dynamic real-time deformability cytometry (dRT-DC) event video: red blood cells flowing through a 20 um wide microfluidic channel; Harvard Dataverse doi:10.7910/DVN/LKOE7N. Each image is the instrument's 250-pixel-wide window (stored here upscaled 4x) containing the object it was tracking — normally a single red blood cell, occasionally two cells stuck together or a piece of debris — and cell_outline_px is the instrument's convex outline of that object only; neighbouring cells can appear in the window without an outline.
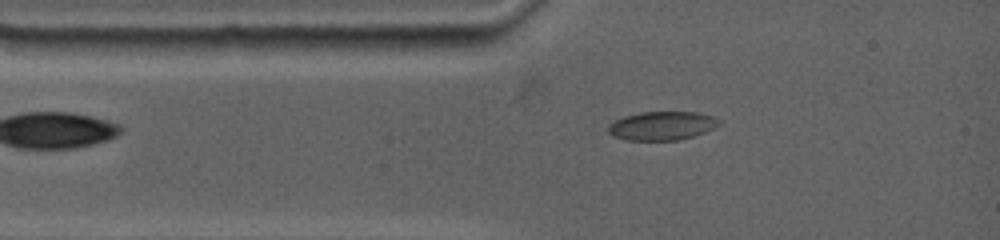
{"species": "common noctule bat (a hibernating species)", "species_latin": "Nyctalus noctula", "temperature_condition": "warm", "stored_images_in_passage": 56, "camera_frame_rate_fps": 4500, "um_per_image_px": 0.085, "animal": {"sex": "female", "body_mass_g": 19.0, "forearm_length_mm": 53.3}, "frame": {"image": 1, "passage_image": 1, "time_ms": 0.0, "image_size_px": [1000, 240], "cell_outline_px": [[720, 124], [716, 128], [680, 140], [624, 140], [612, 136], [608, 132], [608, 128], [616, 120], [624, 116], [640, 112], [696, 112], [712, 116]], "centroid_in_image_um": [56.25, 10.7], "position_along_channel_um": 28.7, "area_um2": 18.38}}
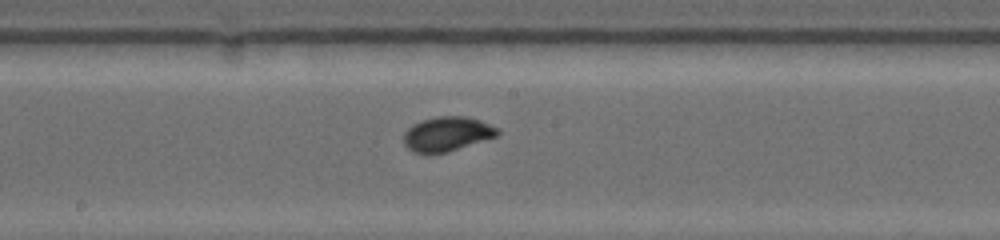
{"frame": {"image": 2, "passage_image": 24, "time_ms": 5.111, "image_size_px": [1000, 240], "cell_outline_px": [[500, 132], [496, 136], [448, 152], [432, 156], [428, 156], [412, 152], [404, 144], [404, 132], [412, 124], [436, 116], [464, 116], [480, 120], [496, 128]], "centroid_in_image_um": [37.93, 11.42], "position_along_channel_um": 210.3, "area_um2": 19.07}}
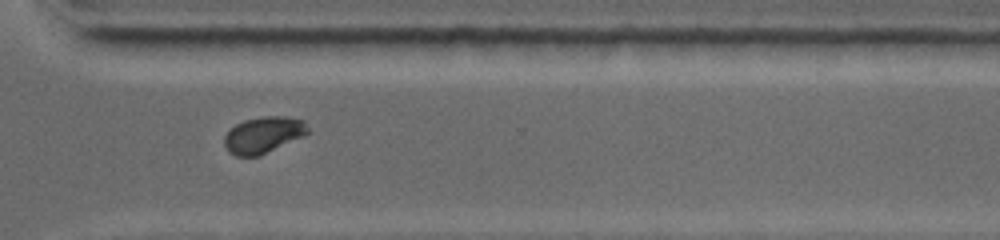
{"frame": {"image": 3, "passage_image": 41, "time_ms": 8.889, "image_size_px": [1000, 240], "cell_outline_px": [[308, 132], [304, 136], [260, 156], [236, 156], [228, 152], [224, 144], [224, 136], [236, 124], [244, 120], [264, 116], [284, 116], [304, 120], [308, 128]], "centroid_in_image_um": [22.39, 11.47], "position_along_channel_um": 348.2, "area_um2": 17.74}, "authors_computed_cell_mechanics": {"area_um2": 17.8024, "velocity_mm_per_s": 3.6486, "shape_relaxation_time_tau1_ms": 5.4649, "shape_relaxation_time_tau2_ms": null, "deformation_change_tau1": 0.1648, "deformation_change_tau2": null}}